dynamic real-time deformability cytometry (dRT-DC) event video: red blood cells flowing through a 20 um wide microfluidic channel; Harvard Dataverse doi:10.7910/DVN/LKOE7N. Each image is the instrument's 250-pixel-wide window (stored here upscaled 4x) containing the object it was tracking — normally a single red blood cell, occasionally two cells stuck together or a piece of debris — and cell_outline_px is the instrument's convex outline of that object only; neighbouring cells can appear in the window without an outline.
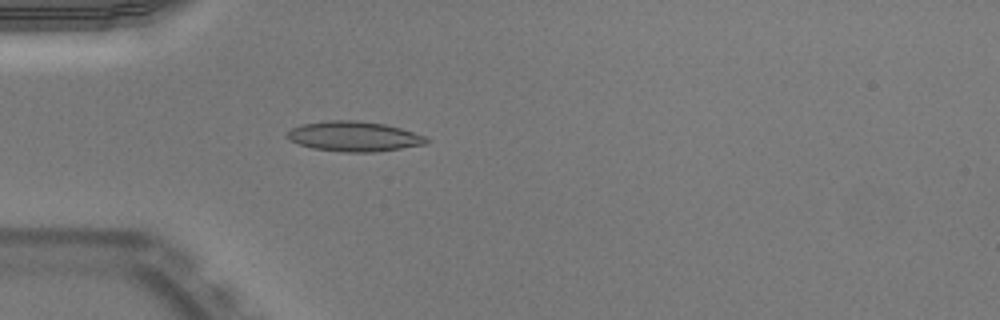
{"species": "Egyptian fruit bat (a non-hibernating species)", "species_latin": "Rousettus aegyptiacus", "temperature_condition": "warm", "stored_images_in_passage": 51, "camera_frame_rate_fps": 3000, "um_per_image_px": 0.085, "animal": {"sex": "male"}, "frame": {"image": 1, "passage_image": 15, "time_ms": 4.667, "image_size_px": [1000, 320], "cell_outline_px": [[428, 140], [424, 144], [376, 152], [344, 152], [312, 148], [288, 140], [284, 136], [292, 128], [304, 124], [324, 120], [356, 120], [384, 124], [400, 128], [424, 136]], "centroid_in_image_um": [30.03, 11.59], "position_along_channel_um": 55.0, "area_um2": 24.16}}
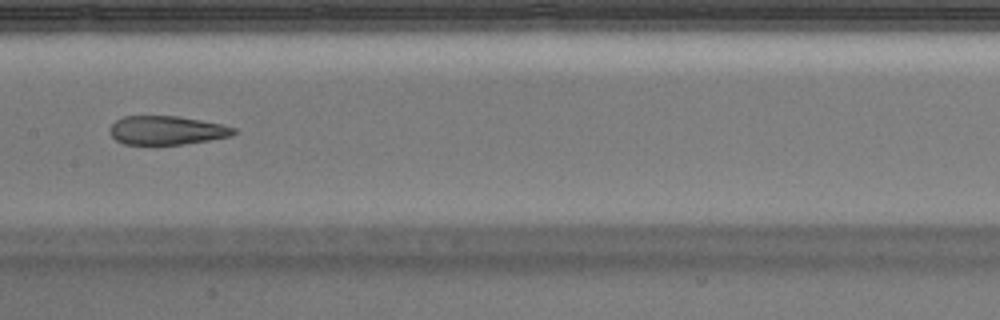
{"frame": {"image": 2, "passage_image": 26, "time_ms": 8.333, "image_size_px": [1000, 320], "cell_outline_px": [[236, 132], [232, 136], [184, 144], [156, 148], [124, 144], [116, 140], [108, 132], [108, 128], [116, 120], [124, 116], [180, 116], [220, 124], [236, 128]], "centroid_in_image_um": [14.1, 11.12], "position_along_channel_um": 193.3, "area_um2": 21.62}}
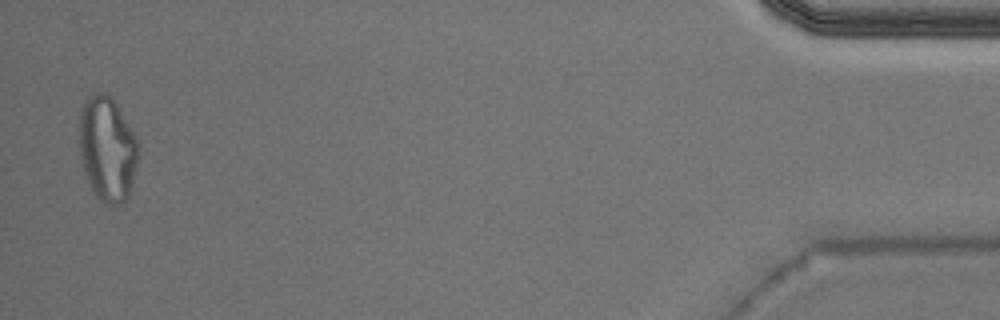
{"frame": {"image": 3, "passage_image": 50, "time_ms": 16.333, "image_size_px": [1000, 320], "cell_outline_px": [[140, 156], [132, 184], [128, 196], [120, 204], [104, 204], [96, 196], [84, 172], [80, 156], [80, 108], [84, 100], [92, 92], [108, 92], [112, 96], [136, 136]], "centroid_in_image_um": [9.13, 12.61], "position_along_channel_um": 426.1, "area_um2": 36.47}, "authors_computed_cell_mechanics": {"area_um2": 22.4842, "velocity_mm_per_s": 3.957, "shape_relaxation_time_tau1_ms": null, "shape_relaxation_time_tau2_ms": 2.3243, "deformation_change_tau1": null, "deformation_change_tau2": 0.0965}}